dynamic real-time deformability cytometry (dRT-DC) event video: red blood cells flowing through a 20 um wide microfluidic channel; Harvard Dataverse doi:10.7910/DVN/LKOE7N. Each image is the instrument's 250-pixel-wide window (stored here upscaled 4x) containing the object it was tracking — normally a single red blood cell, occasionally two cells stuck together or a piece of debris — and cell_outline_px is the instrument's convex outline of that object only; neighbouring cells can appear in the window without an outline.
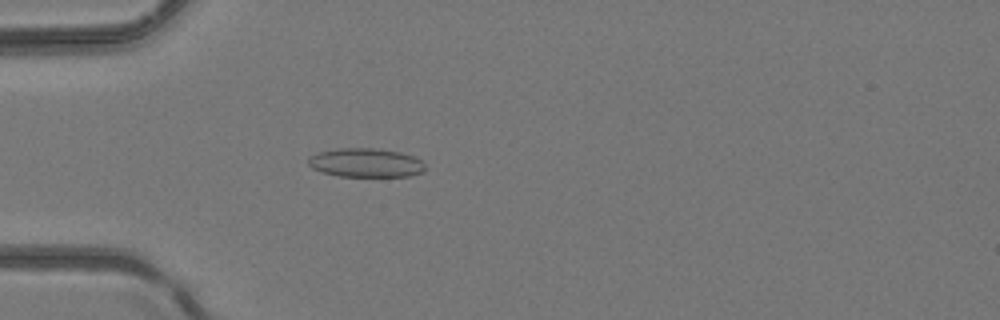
{"species": "common noctule bat (a hibernating species)", "species_latin": "Nyctalus noctula", "temperature_condition": "room temperature", "stored_images_in_passage": 33, "camera_frame_rate_fps": 3000, "um_per_image_px": 0.085, "animal": {"sex": "female", "body_mass_g": 24.6, "forearm_length_mm": 56.2}, "frame": {"image": 1, "passage_image": 6, "time_ms": 1.667, "image_size_px": [1000, 320], "cell_outline_px": [[424, 172], [408, 176], [340, 176], [324, 172], [312, 168], [308, 164], [308, 156], [320, 152], [336, 148], [372, 148], [400, 152], [416, 156], [424, 164]], "centroid_in_image_um": [31.1, 13.82], "position_along_channel_um": 53.9, "area_um2": 19.65}}
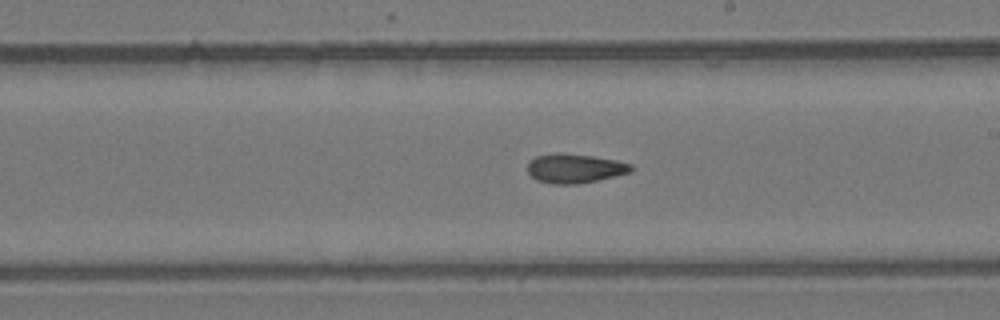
{"frame": {"image": 2, "passage_image": 19, "time_ms": 6.0, "image_size_px": [1000, 320], "cell_outline_px": [[632, 172], [616, 176], [576, 184], [552, 184], [536, 180], [528, 172], [528, 164], [536, 156], [556, 152], [560, 152], [592, 156], [616, 160], [632, 164]], "centroid_in_image_um": [48.86, 14.31], "position_along_channel_um": 240.1, "area_um2": 17.63}}
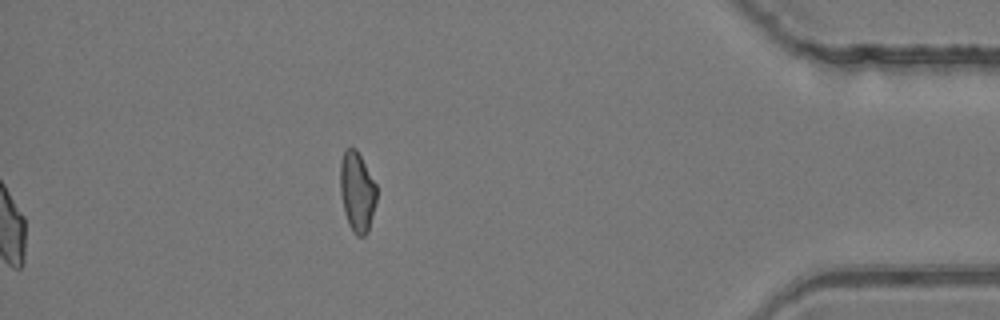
{"frame": {"image": 3, "passage_image": 33, "time_ms": 10.667, "image_size_px": [1000, 320], "cell_outline_px": [[376, 200], [368, 232], [364, 236], [356, 236], [352, 232], [348, 224], [344, 212], [340, 192], [340, 160], [344, 148], [356, 148], [376, 184]], "centroid_in_image_um": [30.33, 16.3], "position_along_channel_um": 404.9, "area_um2": 17.11}}